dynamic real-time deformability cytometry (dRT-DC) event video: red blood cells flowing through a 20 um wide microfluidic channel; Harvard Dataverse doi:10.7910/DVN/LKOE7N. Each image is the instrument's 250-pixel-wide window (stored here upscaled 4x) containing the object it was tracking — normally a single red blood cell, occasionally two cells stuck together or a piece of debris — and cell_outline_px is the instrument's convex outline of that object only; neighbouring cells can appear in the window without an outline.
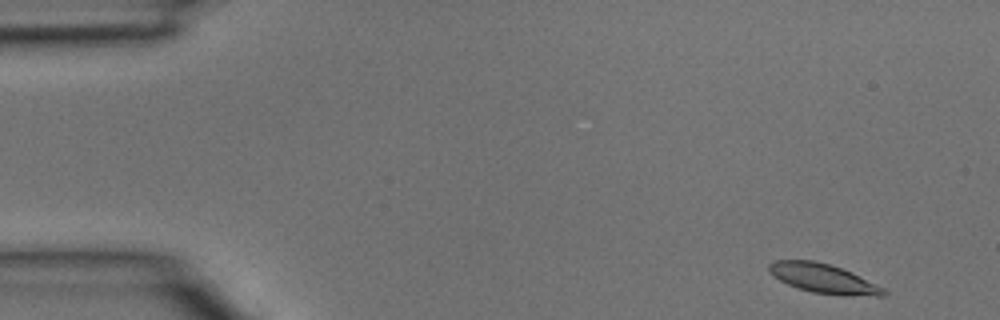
{"species": "common noctule bat (a hibernating species)", "species_latin": "Nyctalus noctula", "temperature_condition": "room temperature", "stored_images_in_passage": 39, "camera_frame_rate_fps": 3000, "um_per_image_px": 0.085, "animal": {"sex": "male", "body_mass_g": 15.6}, "frame": {"image": 1, "passage_image": 1, "time_ms": 0.0, "image_size_px": [1000, 320], "cell_outline_px": [[888, 292], [884, 296], [844, 296], [812, 292], [788, 284], [780, 280], [768, 268], [768, 264], [776, 260], [812, 260], [828, 264], [852, 272], [884, 288]], "centroid_in_image_um": [70.05, 23.68], "position_along_channel_um": 15.0, "area_um2": 19.36}}
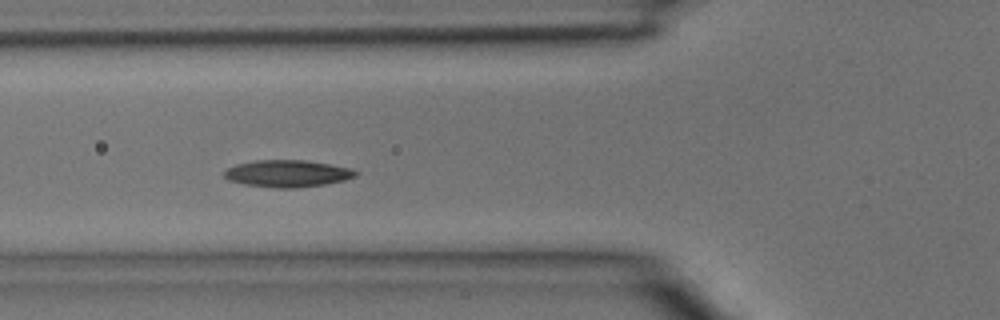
{"frame": {"image": 2, "passage_image": 13, "time_ms": 4.0, "image_size_px": [1000, 320], "cell_outline_px": [[360, 172], [356, 176], [344, 180], [324, 184], [296, 188], [276, 188], [244, 184], [228, 180], [224, 176], [224, 172], [228, 168], [236, 164], [256, 160], [308, 160], [348, 168]], "centroid_in_image_um": [24.42, 14.75], "position_along_channel_um": 101.4, "area_um2": 20.58}}
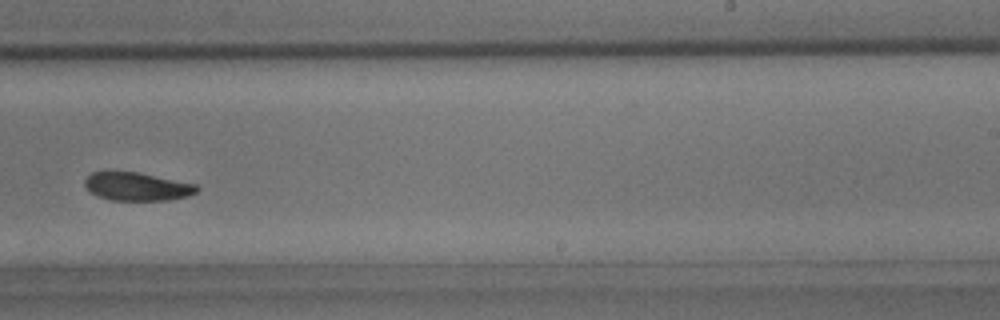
{"frame": {"image": 3, "passage_image": 24, "time_ms": 7.667, "image_size_px": [1000, 320], "cell_outline_px": [[200, 188], [196, 192], [188, 196], [168, 200], [112, 200], [96, 196], [88, 192], [84, 184], [84, 180], [92, 172], [140, 172], [196, 184]], "centroid_in_image_um": [11.64, 15.86], "position_along_channel_um": 277.4, "area_um2": 18.55}}